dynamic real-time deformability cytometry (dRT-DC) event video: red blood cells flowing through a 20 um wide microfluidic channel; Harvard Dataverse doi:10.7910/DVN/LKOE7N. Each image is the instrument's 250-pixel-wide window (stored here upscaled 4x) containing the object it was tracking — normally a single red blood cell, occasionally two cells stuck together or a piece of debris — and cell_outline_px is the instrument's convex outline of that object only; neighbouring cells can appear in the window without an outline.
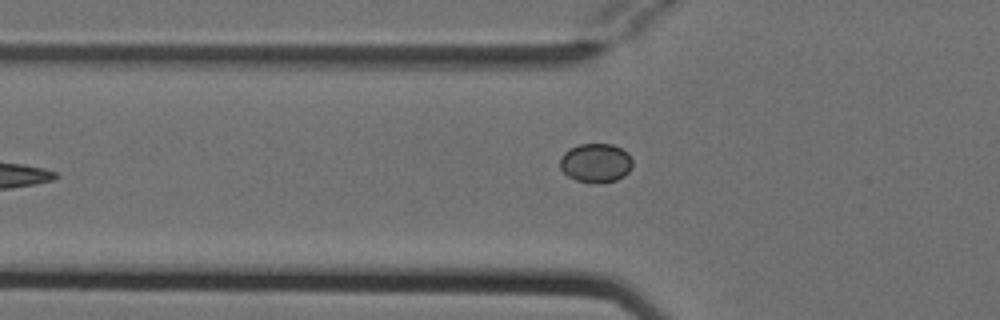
{"species": "Egyptian fruit bat (a non-hibernating species)", "species_latin": "Rousettus aegyptiacus", "temperature_condition": "cold", "stored_images_in_passage": 6, "camera_frame_rate_fps": 3000, "um_per_image_px": 0.085, "animal": {"sex": "female"}, "frame": {"image": 1, "passage_image": 5, "time_ms": 1.333, "image_size_px": [1000, 320], "cell_outline_px": [[632, 168], [624, 176], [616, 180], [600, 184], [588, 184], [576, 180], [568, 176], [560, 168], [560, 156], [564, 152], [580, 144], [612, 144], [628, 152], [632, 160]], "centroid_in_image_um": [50.65, 13.87], "position_along_channel_um": 75.2, "area_um2": 16.76}}
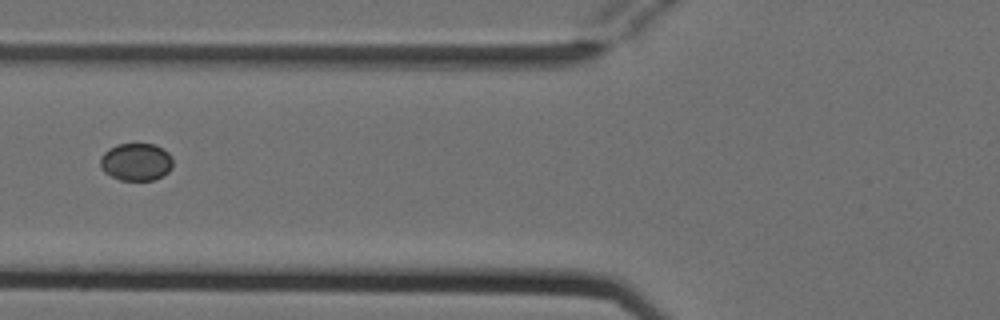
{"frame": {"image": 2, "passage_image": 6, "time_ms": 1.667, "image_size_px": [1000, 320], "cell_outline_px": [[172, 168], [168, 172], [152, 180], [120, 180], [104, 172], [100, 168], [100, 156], [108, 148], [116, 144], [152, 144], [164, 148], [172, 156]], "centroid_in_image_um": [11.55, 13.75], "position_along_channel_um": 114.2, "area_um2": 16.01}}